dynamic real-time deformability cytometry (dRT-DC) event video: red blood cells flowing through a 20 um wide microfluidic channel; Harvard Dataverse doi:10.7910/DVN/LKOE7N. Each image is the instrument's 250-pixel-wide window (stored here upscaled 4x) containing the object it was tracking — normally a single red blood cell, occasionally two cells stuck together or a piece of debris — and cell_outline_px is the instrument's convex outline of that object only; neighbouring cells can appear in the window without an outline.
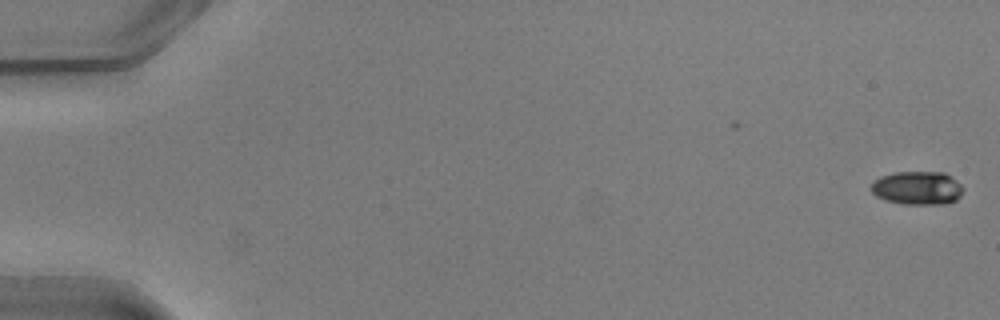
{"species": "common noctule bat (a hibernating species)", "species_latin": "Nyctalus noctula", "temperature_condition": "warm", "stored_images_in_passage": 9, "camera_frame_rate_fps": 3000, "um_per_image_px": 0.085, "animal": {"sex": "male", "body_mass_g": 20.5, "forearm_length_mm": 52.5}, "frame": {"image": 1, "passage_image": 1, "time_ms": 0.0, "image_size_px": [1000, 320], "cell_outline_px": [[964, 188], [960, 196], [956, 200], [948, 204], [904, 204], [884, 200], [876, 196], [872, 192], [872, 184], [880, 176], [896, 172], [944, 172], [956, 180]], "centroid_in_image_um": [78.0, 15.98], "position_along_channel_um": 7.0, "area_um2": 17.98}}